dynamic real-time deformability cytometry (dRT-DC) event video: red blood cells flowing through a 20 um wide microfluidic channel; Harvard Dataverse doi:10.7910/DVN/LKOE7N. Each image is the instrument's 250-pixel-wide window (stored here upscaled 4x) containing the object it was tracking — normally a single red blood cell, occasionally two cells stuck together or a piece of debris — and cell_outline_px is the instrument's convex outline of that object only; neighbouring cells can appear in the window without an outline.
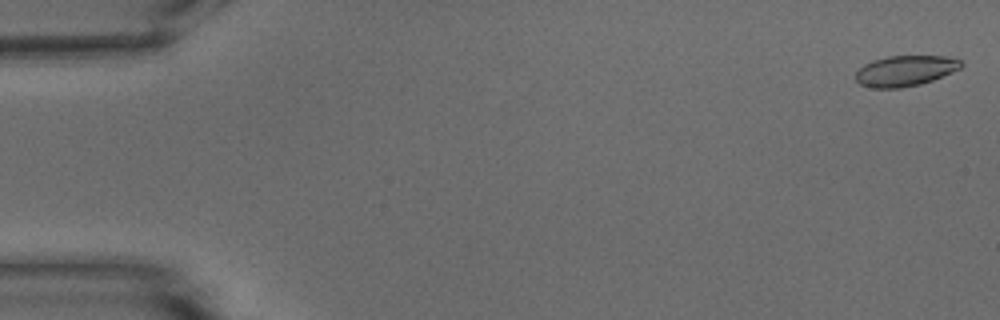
{"species": "common noctule bat (a hibernating species)", "species_latin": "Nyctalus noctula", "temperature_condition": "warm", "stored_images_in_passage": 54, "camera_frame_rate_fps": 3000, "um_per_image_px": 0.085, "animal": {"sex": "male", "body_mass_g": 15.6}, "frame": {"image": 1, "passage_image": 1, "time_ms": 0.0, "image_size_px": [1000, 320], "cell_outline_px": [[964, 64], [960, 68], [952, 72], [932, 80], [920, 84], [900, 88], [872, 88], [860, 84], [856, 80], [856, 72], [864, 64], [872, 60], [888, 56], [948, 56], [960, 60]], "centroid_in_image_um": [76.94, 6.01], "position_along_channel_um": 8.1, "area_um2": 18.79}}
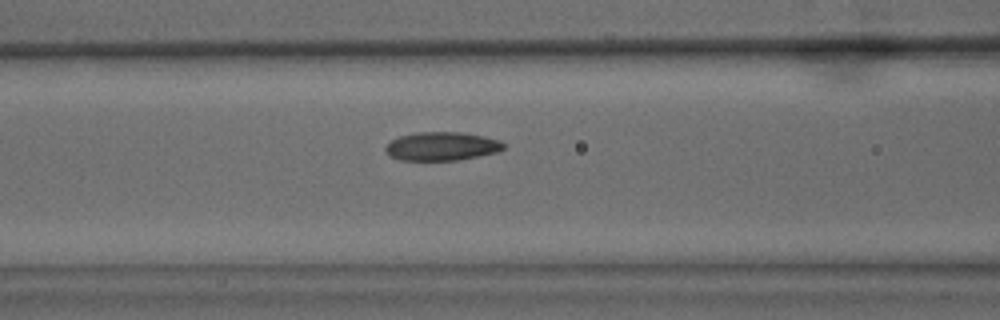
{"frame": {"image": 2, "passage_image": 22, "time_ms": 7.0, "image_size_px": [1000, 320], "cell_outline_px": [[504, 148], [496, 152], [480, 156], [456, 160], [400, 160], [388, 156], [384, 148], [392, 140], [400, 136], [416, 132], [460, 132], [484, 136], [500, 140], [504, 144]], "centroid_in_image_um": [37.53, 12.43], "position_along_channel_um": 129.1, "area_um2": 19.65}}
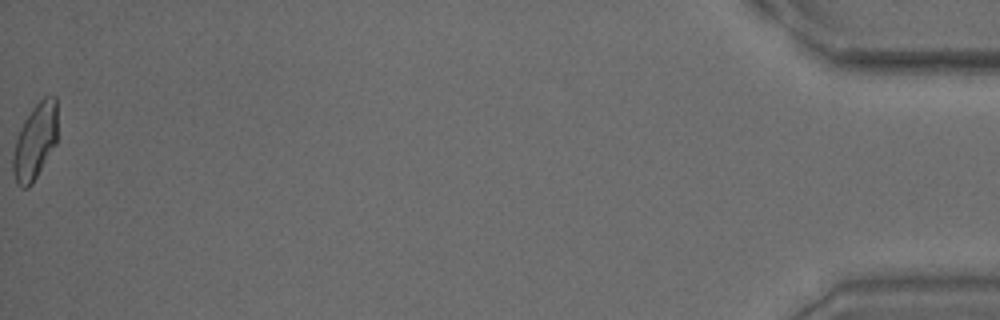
{"frame": {"image": 3, "passage_image": 54, "time_ms": 17.667, "image_size_px": [1000, 320], "cell_outline_px": [[56, 144], [32, 184], [28, 188], [20, 188], [16, 184], [12, 172], [12, 156], [16, 140], [20, 128], [24, 120], [32, 108], [44, 96], [56, 96]], "centroid_in_image_um": [2.95, 12.06], "position_along_channel_um": 432.2, "area_um2": 19.71}, "authors_computed_cell_mechanics": {"area_um2": 19.652, "velocity_mm_per_s": 3.7726, "shape_relaxation_time_tau1_ms": 7.2329, "shape_relaxation_time_tau2_ms": 1.8353, "deformation_change_tau1": 0.184, "deformation_change_tau2": 0.0718}}